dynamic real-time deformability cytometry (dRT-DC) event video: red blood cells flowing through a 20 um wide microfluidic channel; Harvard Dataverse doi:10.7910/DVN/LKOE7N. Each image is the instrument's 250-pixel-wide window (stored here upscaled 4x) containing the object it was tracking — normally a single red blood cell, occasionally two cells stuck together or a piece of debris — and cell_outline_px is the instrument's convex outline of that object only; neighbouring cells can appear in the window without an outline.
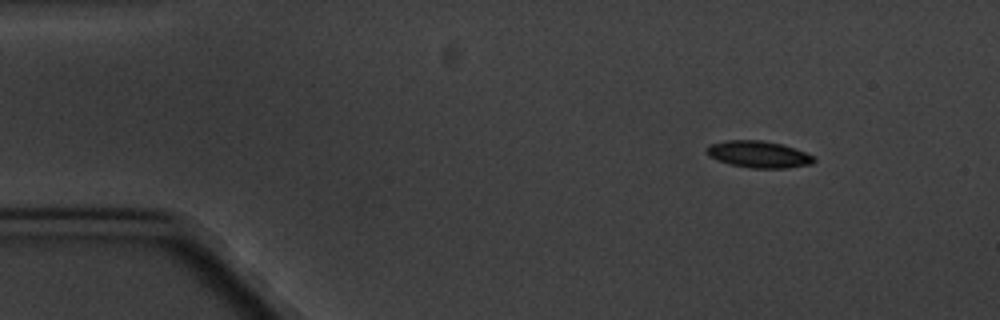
{"species": "common noctule bat (a hibernating species)", "species_latin": "Nyctalus noctula", "temperature_condition": "cold", "stored_images_in_passage": 6, "camera_frame_rate_fps": 3000, "um_per_image_px": 0.085, "animal": {"sex": "male", "body_mass_g": 20.1, "forearm_length_mm": 53.5}, "frame": {"image": 1, "passage_image": 3, "time_ms": 2.333, "image_size_px": [1000, 320], "cell_outline_px": [[816, 160], [812, 164], [784, 168], [752, 168], [732, 164], [720, 160], [712, 156], [704, 148], [708, 144], [724, 140], [764, 140], [780, 144], [804, 152], [812, 156]], "centroid_in_image_um": [64.47, 13.1], "position_along_channel_um": 20.5, "area_um2": 16.42}}
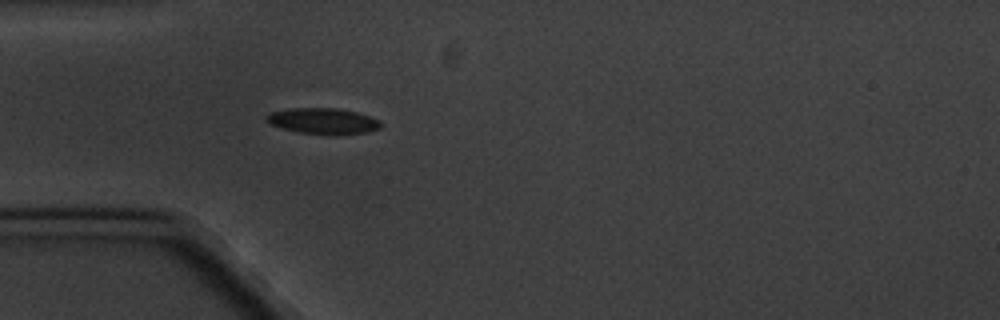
{"frame": {"image": 2, "passage_image": 6, "time_ms": 5.667, "image_size_px": [1000, 320], "cell_outline_px": [[380, 128], [364, 132], [336, 136], [300, 132], [268, 124], [264, 120], [264, 116], [268, 112], [288, 108], [336, 108], [356, 112], [380, 120]], "centroid_in_image_um": [27.39, 10.29], "position_along_channel_um": 57.6, "area_um2": 17.46}}